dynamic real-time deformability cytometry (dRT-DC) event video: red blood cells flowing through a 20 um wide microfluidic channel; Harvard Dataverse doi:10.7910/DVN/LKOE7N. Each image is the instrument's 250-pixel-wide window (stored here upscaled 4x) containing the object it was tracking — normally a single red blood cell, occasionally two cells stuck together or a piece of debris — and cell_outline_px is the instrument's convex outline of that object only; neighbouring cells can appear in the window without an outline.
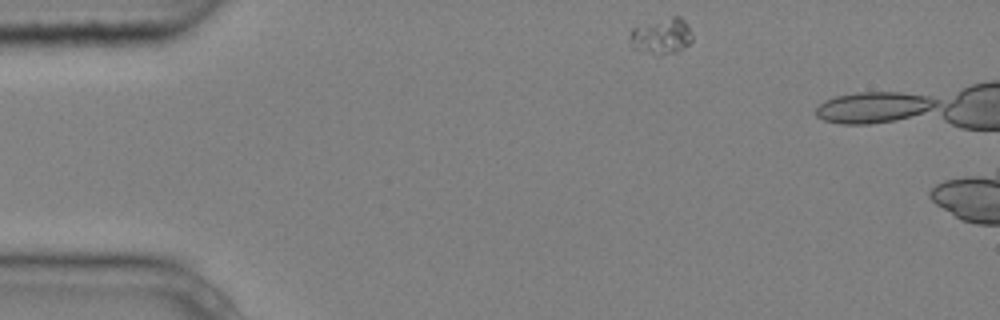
{"species": "common noctule bat (a hibernating species)", "species_latin": "Nyctalus noctula", "temperature_condition": "cold", "stored_images_in_passage": 3, "camera_frame_rate_fps": 3000, "um_per_image_px": 0.085, "animal": {"sex": "male", "body_mass_g": 20.4}, "frame": {"image": 1, "passage_image": 1, "time_ms": 0.0, "image_size_px": [1000, 320], "cell_outline_px": [[692, 40], [688, 44], [676, 52], [660, 56], [632, 48], [632, 28], [672, 16], [680, 16], [688, 24], [692, 36]], "centroid_in_image_um": [56.28, 3.08], "position_along_channel_um": 28.7, "area_um2": 12.83}}